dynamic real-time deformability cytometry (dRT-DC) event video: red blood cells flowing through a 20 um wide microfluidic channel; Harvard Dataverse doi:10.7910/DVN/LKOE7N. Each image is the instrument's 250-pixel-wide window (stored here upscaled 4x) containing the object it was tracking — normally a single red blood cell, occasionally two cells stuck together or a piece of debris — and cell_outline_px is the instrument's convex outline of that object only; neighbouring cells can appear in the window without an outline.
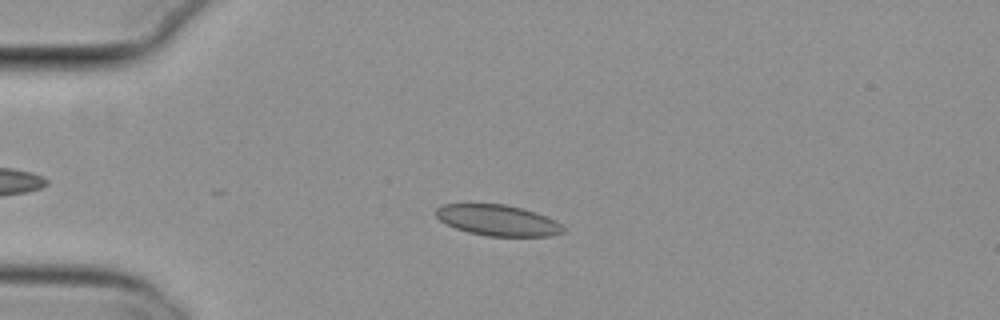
{"species": "common noctule bat (a hibernating species)", "species_latin": "Nyctalus noctula", "temperature_condition": "cold", "stored_images_in_passage": 34, "camera_frame_rate_fps": 3000, "um_per_image_px": 0.085, "animal": {"sex": "female", "body_mass_g": 29.2, "forearm_length_mm": 56.3}, "frame": {"image": 1, "passage_image": 4, "time_ms": 1.0, "image_size_px": [1000, 320], "cell_outline_px": [[564, 232], [552, 236], [488, 236], [468, 232], [456, 228], [440, 220], [436, 216], [436, 208], [440, 204], [472, 200], [504, 204], [524, 208], [536, 212], [556, 220], [564, 228]], "centroid_in_image_um": [42.24, 18.66], "position_along_channel_um": 42.8, "area_um2": 23.87}}
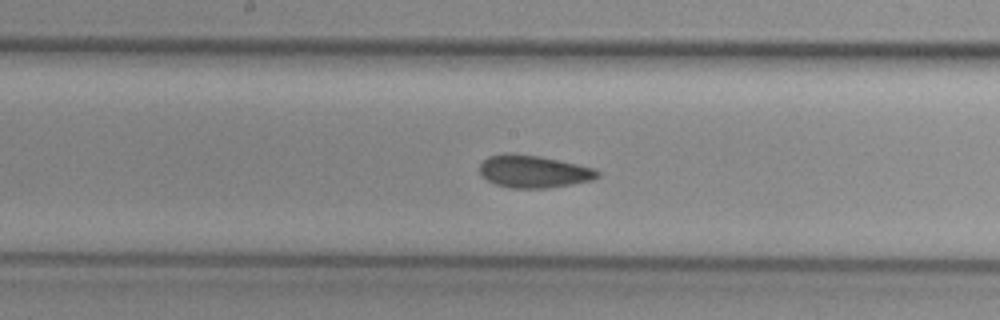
{"frame": {"image": 2, "passage_image": 19, "time_ms": 6.0, "image_size_px": [1000, 320], "cell_outline_px": [[600, 176], [592, 180], [572, 184], [548, 188], [508, 188], [496, 184], [488, 180], [480, 172], [480, 164], [488, 156], [504, 152], [540, 156], [560, 160], [596, 168], [600, 172]], "centroid_in_image_um": [45.38, 14.57], "position_along_channel_um": 202.8, "area_um2": 22.48}}
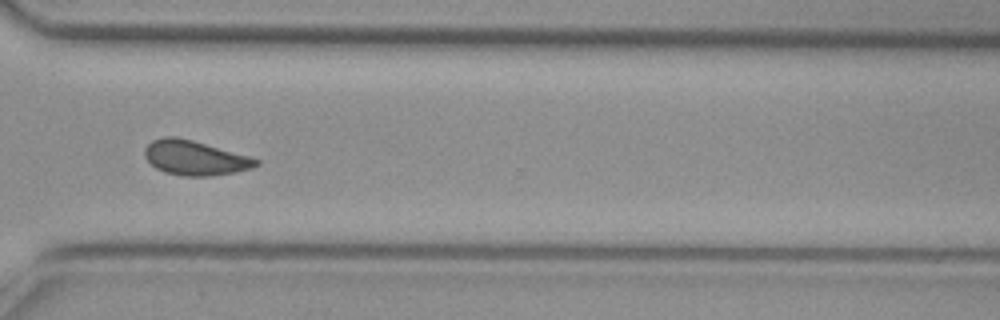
{"frame": {"image": 3, "passage_image": 31, "time_ms": 10.0, "image_size_px": [1000, 320], "cell_outline_px": [[260, 164], [252, 168], [236, 172], [212, 176], [184, 176], [164, 172], [156, 168], [144, 156], [144, 148], [152, 140], [164, 136], [176, 136], [192, 140], [248, 156], [260, 160]], "centroid_in_image_um": [16.55, 13.42], "position_along_channel_um": 354.0, "area_um2": 22.43}, "authors_computed_cell_mechanics": {"area_um2": 22.4842, "velocity_mm_per_s": 3.7867, "shape_relaxation_time_tau1_ms": null, "shape_relaxation_time_tau2_ms": 1.6186, "deformation_change_tau1": null, "deformation_change_tau2": 0.0703}}